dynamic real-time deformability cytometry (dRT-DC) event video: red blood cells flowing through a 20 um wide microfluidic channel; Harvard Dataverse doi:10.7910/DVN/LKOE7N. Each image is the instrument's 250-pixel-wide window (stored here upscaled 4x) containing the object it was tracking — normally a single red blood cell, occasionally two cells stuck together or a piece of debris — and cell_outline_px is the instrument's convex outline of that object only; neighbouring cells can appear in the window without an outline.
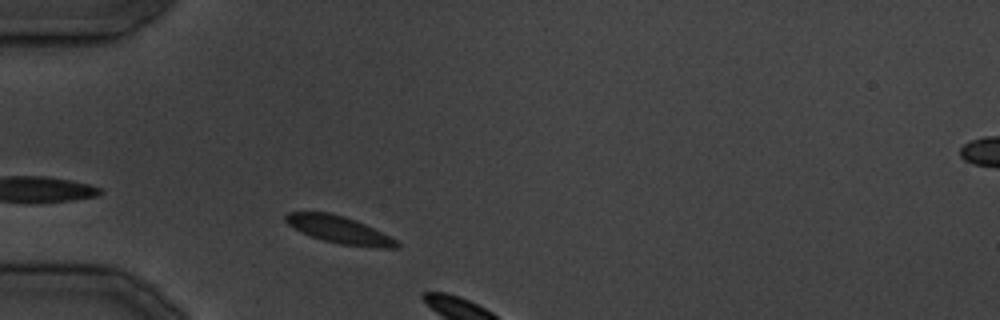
{"species": "common noctule bat (a hibernating species)", "species_latin": "Nyctalus noctula", "temperature_condition": "cold", "stored_images_in_passage": 6, "camera_frame_rate_fps": 3000, "um_per_image_px": 0.085, "animal": {"sex": "male", "body_mass_g": 19.5, "forearm_length_mm": 54.6}, "frame": {"image": 1, "passage_image": 4, "time_ms": 3.333, "image_size_px": [1000, 320], "cell_outline_px": [[400, 244], [396, 248], [376, 248], [340, 244], [324, 240], [312, 236], [288, 224], [284, 220], [284, 216], [288, 212], [328, 212], [344, 216], [356, 220], [396, 240]], "centroid_in_image_um": [28.84, 19.53], "position_along_channel_um": 56.2, "area_um2": 17.28}}